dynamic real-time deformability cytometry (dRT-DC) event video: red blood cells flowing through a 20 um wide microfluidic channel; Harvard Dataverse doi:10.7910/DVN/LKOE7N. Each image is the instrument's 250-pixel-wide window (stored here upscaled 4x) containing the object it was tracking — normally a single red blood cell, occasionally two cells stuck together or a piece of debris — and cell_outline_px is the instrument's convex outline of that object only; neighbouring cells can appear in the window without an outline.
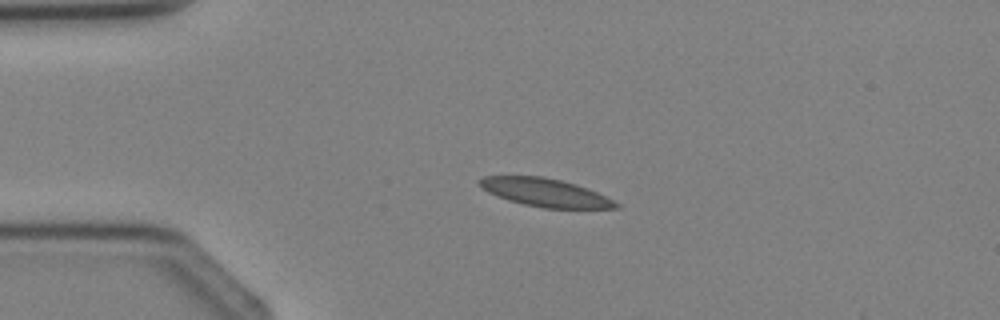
{"species": "Egyptian fruit bat (a non-hibernating species)", "species_latin": "Rousettus aegyptiacus", "temperature_condition": "cold", "stored_images_in_passage": 2, "camera_frame_rate_fps": 3000, "um_per_image_px": 0.085, "animal": {"sex": "female"}, "frame": {"image": 1, "passage_image": 1, "time_ms": 0.0, "image_size_px": [1000, 320], "cell_outline_px": [[620, 208], [544, 208], [524, 204], [508, 200], [496, 196], [480, 188], [476, 180], [484, 176], [544, 176], [576, 184], [588, 188], [620, 204]], "centroid_in_image_um": [46.28, 16.35], "position_along_channel_um": 38.7, "area_um2": 22.37}}